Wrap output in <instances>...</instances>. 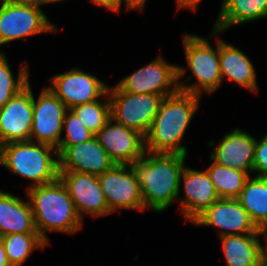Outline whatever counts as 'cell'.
I'll return each instance as SVG.
<instances>
[{
	"mask_svg": "<svg viewBox=\"0 0 267 266\" xmlns=\"http://www.w3.org/2000/svg\"><path fill=\"white\" fill-rule=\"evenodd\" d=\"M187 156L145 152L131 166L136 174L145 208L163 212L180 193V178Z\"/></svg>",
	"mask_w": 267,
	"mask_h": 266,
	"instance_id": "1",
	"label": "cell"
},
{
	"mask_svg": "<svg viewBox=\"0 0 267 266\" xmlns=\"http://www.w3.org/2000/svg\"><path fill=\"white\" fill-rule=\"evenodd\" d=\"M259 233H260V237L264 236L265 237V248L264 246H262L263 249V253L264 256H267V222L261 227L259 228Z\"/></svg>",
	"mask_w": 267,
	"mask_h": 266,
	"instance_id": "35",
	"label": "cell"
},
{
	"mask_svg": "<svg viewBox=\"0 0 267 266\" xmlns=\"http://www.w3.org/2000/svg\"><path fill=\"white\" fill-rule=\"evenodd\" d=\"M115 163L102 148L96 137L83 143L68 146L59 155V171L101 175Z\"/></svg>",
	"mask_w": 267,
	"mask_h": 266,
	"instance_id": "17",
	"label": "cell"
},
{
	"mask_svg": "<svg viewBox=\"0 0 267 266\" xmlns=\"http://www.w3.org/2000/svg\"><path fill=\"white\" fill-rule=\"evenodd\" d=\"M193 224L218 228L219 237L259 233L238 199L231 198H219Z\"/></svg>",
	"mask_w": 267,
	"mask_h": 266,
	"instance_id": "15",
	"label": "cell"
},
{
	"mask_svg": "<svg viewBox=\"0 0 267 266\" xmlns=\"http://www.w3.org/2000/svg\"><path fill=\"white\" fill-rule=\"evenodd\" d=\"M213 48L208 39L197 35L185 34L183 46L188 68L191 70L196 83H180L179 90L202 96L203 91L209 95L217 90L222 82L219 59V39Z\"/></svg>",
	"mask_w": 267,
	"mask_h": 266,
	"instance_id": "5",
	"label": "cell"
},
{
	"mask_svg": "<svg viewBox=\"0 0 267 266\" xmlns=\"http://www.w3.org/2000/svg\"><path fill=\"white\" fill-rule=\"evenodd\" d=\"M48 88L68 108L90 103L106 96L108 85L80 69H72L50 78Z\"/></svg>",
	"mask_w": 267,
	"mask_h": 266,
	"instance_id": "11",
	"label": "cell"
},
{
	"mask_svg": "<svg viewBox=\"0 0 267 266\" xmlns=\"http://www.w3.org/2000/svg\"><path fill=\"white\" fill-rule=\"evenodd\" d=\"M1 239L11 266H22L34 250L42 249L47 245L39 233L8 234Z\"/></svg>",
	"mask_w": 267,
	"mask_h": 266,
	"instance_id": "25",
	"label": "cell"
},
{
	"mask_svg": "<svg viewBox=\"0 0 267 266\" xmlns=\"http://www.w3.org/2000/svg\"><path fill=\"white\" fill-rule=\"evenodd\" d=\"M125 1L127 10L136 9L142 11L147 0H123Z\"/></svg>",
	"mask_w": 267,
	"mask_h": 266,
	"instance_id": "32",
	"label": "cell"
},
{
	"mask_svg": "<svg viewBox=\"0 0 267 266\" xmlns=\"http://www.w3.org/2000/svg\"><path fill=\"white\" fill-rule=\"evenodd\" d=\"M237 199L258 229L267 222V178L249 177Z\"/></svg>",
	"mask_w": 267,
	"mask_h": 266,
	"instance_id": "23",
	"label": "cell"
},
{
	"mask_svg": "<svg viewBox=\"0 0 267 266\" xmlns=\"http://www.w3.org/2000/svg\"><path fill=\"white\" fill-rule=\"evenodd\" d=\"M182 179L185 198L179 201V209L185 216V221L193 223L219 197L206 170L198 171L185 166L180 182Z\"/></svg>",
	"mask_w": 267,
	"mask_h": 266,
	"instance_id": "16",
	"label": "cell"
},
{
	"mask_svg": "<svg viewBox=\"0 0 267 266\" xmlns=\"http://www.w3.org/2000/svg\"><path fill=\"white\" fill-rule=\"evenodd\" d=\"M260 233L220 237L227 266H254L263 256Z\"/></svg>",
	"mask_w": 267,
	"mask_h": 266,
	"instance_id": "22",
	"label": "cell"
},
{
	"mask_svg": "<svg viewBox=\"0 0 267 266\" xmlns=\"http://www.w3.org/2000/svg\"><path fill=\"white\" fill-rule=\"evenodd\" d=\"M15 233H38L31 204L0 191V237Z\"/></svg>",
	"mask_w": 267,
	"mask_h": 266,
	"instance_id": "19",
	"label": "cell"
},
{
	"mask_svg": "<svg viewBox=\"0 0 267 266\" xmlns=\"http://www.w3.org/2000/svg\"><path fill=\"white\" fill-rule=\"evenodd\" d=\"M219 59L222 81L228 78L238 86L258 92L255 68L244 52L220 39Z\"/></svg>",
	"mask_w": 267,
	"mask_h": 266,
	"instance_id": "20",
	"label": "cell"
},
{
	"mask_svg": "<svg viewBox=\"0 0 267 266\" xmlns=\"http://www.w3.org/2000/svg\"><path fill=\"white\" fill-rule=\"evenodd\" d=\"M256 139L248 132L236 128L226 133L220 144L210 155V159L222 166L253 173Z\"/></svg>",
	"mask_w": 267,
	"mask_h": 266,
	"instance_id": "18",
	"label": "cell"
},
{
	"mask_svg": "<svg viewBox=\"0 0 267 266\" xmlns=\"http://www.w3.org/2000/svg\"><path fill=\"white\" fill-rule=\"evenodd\" d=\"M253 172L257 177L267 178V133L258 141L256 140Z\"/></svg>",
	"mask_w": 267,
	"mask_h": 266,
	"instance_id": "29",
	"label": "cell"
},
{
	"mask_svg": "<svg viewBox=\"0 0 267 266\" xmlns=\"http://www.w3.org/2000/svg\"><path fill=\"white\" fill-rule=\"evenodd\" d=\"M64 128L66 134L65 137L60 140V144L57 148L58 155H60L68 146L83 143L95 137V134L83 125L71 109H68L65 113L63 130Z\"/></svg>",
	"mask_w": 267,
	"mask_h": 266,
	"instance_id": "28",
	"label": "cell"
},
{
	"mask_svg": "<svg viewBox=\"0 0 267 266\" xmlns=\"http://www.w3.org/2000/svg\"><path fill=\"white\" fill-rule=\"evenodd\" d=\"M1 2H2V3H1V5H0V11H1L2 5H3V3L5 2V0H2Z\"/></svg>",
	"mask_w": 267,
	"mask_h": 266,
	"instance_id": "38",
	"label": "cell"
},
{
	"mask_svg": "<svg viewBox=\"0 0 267 266\" xmlns=\"http://www.w3.org/2000/svg\"><path fill=\"white\" fill-rule=\"evenodd\" d=\"M59 179L73 200L77 213L83 221L84 214L101 217L111 214L97 175L59 171Z\"/></svg>",
	"mask_w": 267,
	"mask_h": 266,
	"instance_id": "13",
	"label": "cell"
},
{
	"mask_svg": "<svg viewBox=\"0 0 267 266\" xmlns=\"http://www.w3.org/2000/svg\"><path fill=\"white\" fill-rule=\"evenodd\" d=\"M57 32L41 8L5 1L0 11V46L35 34Z\"/></svg>",
	"mask_w": 267,
	"mask_h": 266,
	"instance_id": "8",
	"label": "cell"
},
{
	"mask_svg": "<svg viewBox=\"0 0 267 266\" xmlns=\"http://www.w3.org/2000/svg\"><path fill=\"white\" fill-rule=\"evenodd\" d=\"M200 99L201 96L180 90L164 97L145 136V151L187 156V148L181 142Z\"/></svg>",
	"mask_w": 267,
	"mask_h": 266,
	"instance_id": "2",
	"label": "cell"
},
{
	"mask_svg": "<svg viewBox=\"0 0 267 266\" xmlns=\"http://www.w3.org/2000/svg\"><path fill=\"white\" fill-rule=\"evenodd\" d=\"M10 3L25 5V6H33L40 8L41 5H44L43 0H5Z\"/></svg>",
	"mask_w": 267,
	"mask_h": 266,
	"instance_id": "33",
	"label": "cell"
},
{
	"mask_svg": "<svg viewBox=\"0 0 267 266\" xmlns=\"http://www.w3.org/2000/svg\"><path fill=\"white\" fill-rule=\"evenodd\" d=\"M36 230L48 244L47 231L74 234L83 226L75 204L60 179L27 188Z\"/></svg>",
	"mask_w": 267,
	"mask_h": 266,
	"instance_id": "3",
	"label": "cell"
},
{
	"mask_svg": "<svg viewBox=\"0 0 267 266\" xmlns=\"http://www.w3.org/2000/svg\"><path fill=\"white\" fill-rule=\"evenodd\" d=\"M205 170L215 186L219 198L237 199L245 182L250 177L246 172L222 166L213 161Z\"/></svg>",
	"mask_w": 267,
	"mask_h": 266,
	"instance_id": "24",
	"label": "cell"
},
{
	"mask_svg": "<svg viewBox=\"0 0 267 266\" xmlns=\"http://www.w3.org/2000/svg\"><path fill=\"white\" fill-rule=\"evenodd\" d=\"M27 66V63H21L18 76L14 77L7 57L4 52H0V108L29 84Z\"/></svg>",
	"mask_w": 267,
	"mask_h": 266,
	"instance_id": "26",
	"label": "cell"
},
{
	"mask_svg": "<svg viewBox=\"0 0 267 266\" xmlns=\"http://www.w3.org/2000/svg\"><path fill=\"white\" fill-rule=\"evenodd\" d=\"M106 99L104 102L96 100L71 108L83 125L94 134L111 119V106L108 92H106Z\"/></svg>",
	"mask_w": 267,
	"mask_h": 266,
	"instance_id": "27",
	"label": "cell"
},
{
	"mask_svg": "<svg viewBox=\"0 0 267 266\" xmlns=\"http://www.w3.org/2000/svg\"><path fill=\"white\" fill-rule=\"evenodd\" d=\"M33 125V92L30 83L0 108V146L29 141Z\"/></svg>",
	"mask_w": 267,
	"mask_h": 266,
	"instance_id": "14",
	"label": "cell"
},
{
	"mask_svg": "<svg viewBox=\"0 0 267 266\" xmlns=\"http://www.w3.org/2000/svg\"><path fill=\"white\" fill-rule=\"evenodd\" d=\"M100 187L107 200L109 210H144L142 193L131 165H114L98 175Z\"/></svg>",
	"mask_w": 267,
	"mask_h": 266,
	"instance_id": "9",
	"label": "cell"
},
{
	"mask_svg": "<svg viewBox=\"0 0 267 266\" xmlns=\"http://www.w3.org/2000/svg\"><path fill=\"white\" fill-rule=\"evenodd\" d=\"M90 2L96 6L99 5L109 9L112 12L120 13L123 0H91Z\"/></svg>",
	"mask_w": 267,
	"mask_h": 266,
	"instance_id": "30",
	"label": "cell"
},
{
	"mask_svg": "<svg viewBox=\"0 0 267 266\" xmlns=\"http://www.w3.org/2000/svg\"><path fill=\"white\" fill-rule=\"evenodd\" d=\"M186 68L172 65L161 56L124 77L117 86L135 94H157L167 97L179 91L178 82Z\"/></svg>",
	"mask_w": 267,
	"mask_h": 266,
	"instance_id": "7",
	"label": "cell"
},
{
	"mask_svg": "<svg viewBox=\"0 0 267 266\" xmlns=\"http://www.w3.org/2000/svg\"><path fill=\"white\" fill-rule=\"evenodd\" d=\"M59 1H63V0H43L45 5L48 3L59 2Z\"/></svg>",
	"mask_w": 267,
	"mask_h": 266,
	"instance_id": "37",
	"label": "cell"
},
{
	"mask_svg": "<svg viewBox=\"0 0 267 266\" xmlns=\"http://www.w3.org/2000/svg\"><path fill=\"white\" fill-rule=\"evenodd\" d=\"M254 266H267V256H263Z\"/></svg>",
	"mask_w": 267,
	"mask_h": 266,
	"instance_id": "36",
	"label": "cell"
},
{
	"mask_svg": "<svg viewBox=\"0 0 267 266\" xmlns=\"http://www.w3.org/2000/svg\"><path fill=\"white\" fill-rule=\"evenodd\" d=\"M95 137L116 165H132L146 152L145 137L138 131L113 121L112 118Z\"/></svg>",
	"mask_w": 267,
	"mask_h": 266,
	"instance_id": "12",
	"label": "cell"
},
{
	"mask_svg": "<svg viewBox=\"0 0 267 266\" xmlns=\"http://www.w3.org/2000/svg\"><path fill=\"white\" fill-rule=\"evenodd\" d=\"M210 38L231 26L267 18V0H222Z\"/></svg>",
	"mask_w": 267,
	"mask_h": 266,
	"instance_id": "21",
	"label": "cell"
},
{
	"mask_svg": "<svg viewBox=\"0 0 267 266\" xmlns=\"http://www.w3.org/2000/svg\"><path fill=\"white\" fill-rule=\"evenodd\" d=\"M56 153L55 158L51 153ZM0 164L12 173L33 181L32 188L59 179V155L51 145L33 141L10 142L0 146Z\"/></svg>",
	"mask_w": 267,
	"mask_h": 266,
	"instance_id": "4",
	"label": "cell"
},
{
	"mask_svg": "<svg viewBox=\"0 0 267 266\" xmlns=\"http://www.w3.org/2000/svg\"><path fill=\"white\" fill-rule=\"evenodd\" d=\"M107 92L113 121L136 130L145 137L164 97L157 94L129 93L122 91L117 85L112 89L109 86Z\"/></svg>",
	"mask_w": 267,
	"mask_h": 266,
	"instance_id": "6",
	"label": "cell"
},
{
	"mask_svg": "<svg viewBox=\"0 0 267 266\" xmlns=\"http://www.w3.org/2000/svg\"><path fill=\"white\" fill-rule=\"evenodd\" d=\"M67 110L64 103L48 87L43 88L37 100L33 95V125L30 141L48 144L57 149Z\"/></svg>",
	"mask_w": 267,
	"mask_h": 266,
	"instance_id": "10",
	"label": "cell"
},
{
	"mask_svg": "<svg viewBox=\"0 0 267 266\" xmlns=\"http://www.w3.org/2000/svg\"><path fill=\"white\" fill-rule=\"evenodd\" d=\"M202 0H176V6L178 9L182 8H189L192 9V11H196L198 4Z\"/></svg>",
	"mask_w": 267,
	"mask_h": 266,
	"instance_id": "31",
	"label": "cell"
},
{
	"mask_svg": "<svg viewBox=\"0 0 267 266\" xmlns=\"http://www.w3.org/2000/svg\"><path fill=\"white\" fill-rule=\"evenodd\" d=\"M0 266H11L7 260L5 247L0 237Z\"/></svg>",
	"mask_w": 267,
	"mask_h": 266,
	"instance_id": "34",
	"label": "cell"
}]
</instances>
